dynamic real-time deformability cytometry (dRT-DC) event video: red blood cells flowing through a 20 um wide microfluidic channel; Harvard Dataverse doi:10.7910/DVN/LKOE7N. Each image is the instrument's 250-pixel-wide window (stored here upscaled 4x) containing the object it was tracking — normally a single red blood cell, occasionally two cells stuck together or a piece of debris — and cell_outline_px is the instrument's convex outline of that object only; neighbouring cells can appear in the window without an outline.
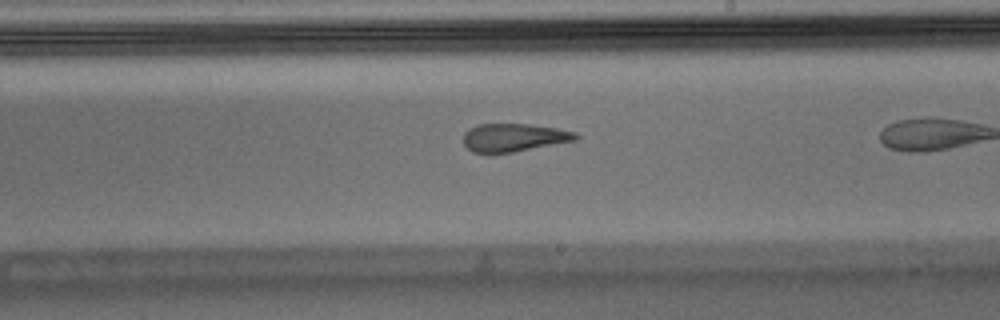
{"species": "Egyptian fruit bat (a non-hibernating species)", "species_latin": "Rousettus aegyptiacus", "temperature_condition": "warm", "stored_images_in_passage": 36, "camera_frame_rate_fps": 3000, "um_per_image_px": 0.085, "animal": {"sex": "male"}, "frame": {"image": 1, "passage_image": 26, "time_ms": 8.333, "image_size_px": [1000, 320], "cell_outline_px": [[580, 136], [576, 140], [512, 152], [472, 152], [464, 144], [464, 132], [476, 124], [528, 124], [556, 128], [576, 132]], "centroid_in_image_um": [43.68, 11.67], "position_along_channel_um": 245.3, "area_um2": 18.15}}